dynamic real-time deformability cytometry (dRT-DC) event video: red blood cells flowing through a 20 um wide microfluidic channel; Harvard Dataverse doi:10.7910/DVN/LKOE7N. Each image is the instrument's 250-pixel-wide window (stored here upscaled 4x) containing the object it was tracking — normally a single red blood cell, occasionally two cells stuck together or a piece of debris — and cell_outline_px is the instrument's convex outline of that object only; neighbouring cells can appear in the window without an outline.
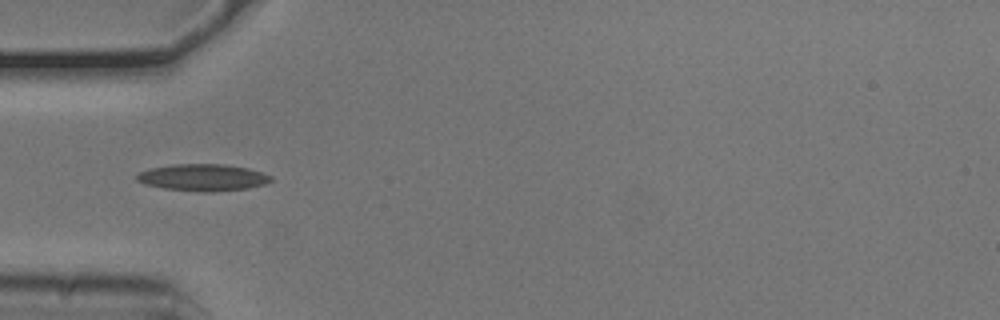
{"species": "common noctule bat (a hibernating species)", "species_latin": "Nyctalus noctula", "temperature_condition": "cold", "stored_images_in_passage": 23, "camera_frame_rate_fps": 3000, "um_per_image_px": 0.085, "animal": {"sex": "male", "body_mass_g": 20.5, "forearm_length_mm": 52.5}, "frame": {"image": 1, "passage_image": 1, "time_ms": 0.0, "image_size_px": [1000, 320], "cell_outline_px": [[272, 180], [264, 184], [248, 188], [212, 192], [196, 192], [164, 188], [144, 184], [136, 180], [136, 176], [140, 172], [152, 168], [176, 164], [224, 164], [248, 168], [272, 176]], "centroid_in_image_um": [17.24, 15.09], "position_along_channel_um": 67.8, "area_um2": 20.92}}